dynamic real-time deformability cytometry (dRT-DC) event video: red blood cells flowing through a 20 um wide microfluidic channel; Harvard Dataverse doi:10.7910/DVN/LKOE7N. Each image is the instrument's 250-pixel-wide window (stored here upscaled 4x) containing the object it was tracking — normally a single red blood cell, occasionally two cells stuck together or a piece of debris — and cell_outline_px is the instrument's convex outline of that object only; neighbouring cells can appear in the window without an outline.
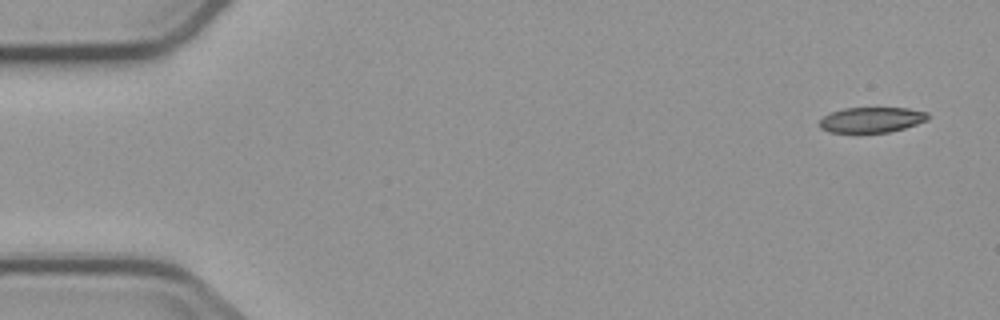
{"species": "common noctule bat (a hibernating species)", "species_latin": "Nyctalus noctula", "temperature_condition": "cold", "stored_images_in_passage": 4, "camera_frame_rate_fps": 3000, "um_per_image_px": 0.085, "animal": {"sex": "male", "body_mass_g": 23.1, "forearm_length_mm": 52.7}, "frame": {"image": 1, "passage_image": 1, "time_ms": 0.0, "image_size_px": [1000, 320], "cell_outline_px": [[928, 120], [904, 128], [888, 132], [828, 132], [820, 128], [820, 120], [824, 116], [832, 112], [844, 108], [908, 108], [928, 112]], "centroid_in_image_um": [74.09, 10.18], "position_along_channel_um": 10.9, "area_um2": 15.9}}
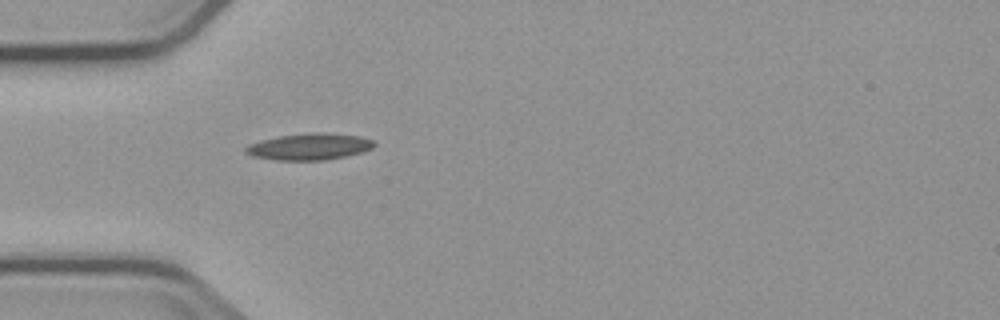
{"frame": {"image": 2, "passage_image": 4, "time_ms": 4.667, "image_size_px": [1000, 320], "cell_outline_px": [[376, 144], [372, 148], [360, 152], [344, 156], [324, 160], [276, 160], [252, 156], [244, 152], [244, 148], [248, 144], [260, 140], [280, 136], [308, 132], [324, 132], [360, 136], [372, 140]], "centroid_in_image_um": [26.25, 12.45], "position_along_channel_um": 58.7, "area_um2": 19.88}}